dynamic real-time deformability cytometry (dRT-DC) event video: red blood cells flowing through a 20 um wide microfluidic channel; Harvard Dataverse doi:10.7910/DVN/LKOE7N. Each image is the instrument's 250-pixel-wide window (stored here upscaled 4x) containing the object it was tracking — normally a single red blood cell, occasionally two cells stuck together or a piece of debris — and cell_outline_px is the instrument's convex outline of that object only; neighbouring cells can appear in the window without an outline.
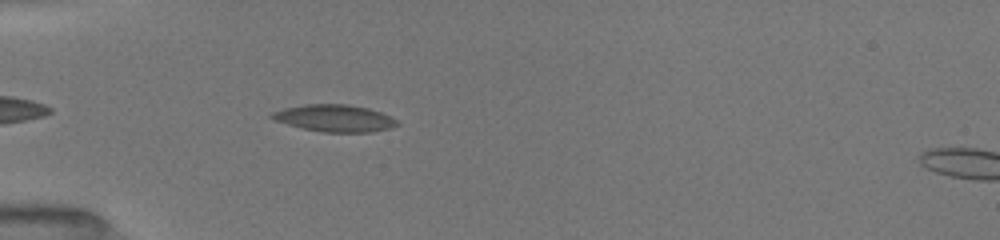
{"species": "common noctule bat (a hibernating species)", "species_latin": "Nyctalus noctula", "temperature_condition": "room temperature", "stored_images_in_passage": 42, "camera_frame_rate_fps": 3000, "um_per_image_px": 0.085, "animal": {"sex": "female", "body_mass_g": 19.5, "forearm_length_mm": 54.1}, "frame": {"image": 1, "passage_image": 13, "time_ms": 5.333, "image_size_px": [1000, 240], "cell_outline_px": [[400, 124], [392, 128], [372, 132], [320, 132], [300, 128], [272, 120], [268, 116], [272, 112], [284, 108], [304, 104], [348, 104], [368, 108], [380, 112], [396, 120]], "centroid_in_image_um": [28.39, 10.05], "position_along_channel_um": 56.6, "area_um2": 19.94}}
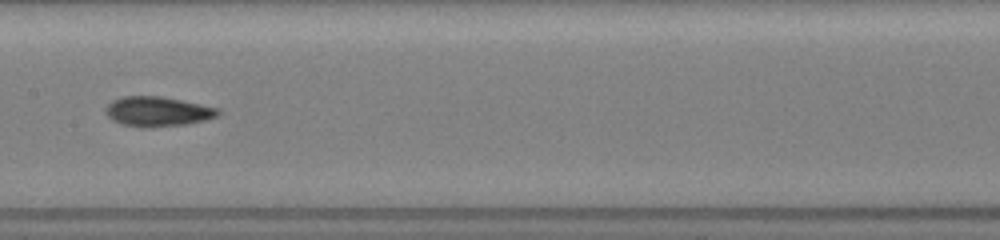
{"frame": {"image": 2, "passage_image": 22, "time_ms": 9.0, "image_size_px": [1000, 240], "cell_outline_px": [[220, 112], [216, 116], [204, 120], [188, 124], [124, 124], [112, 120], [104, 112], [104, 108], [112, 100], [124, 96], [160, 96], [220, 108]], "centroid_in_image_um": [13.39, 9.42], "position_along_channel_um": 194.0, "area_um2": 18.55}}
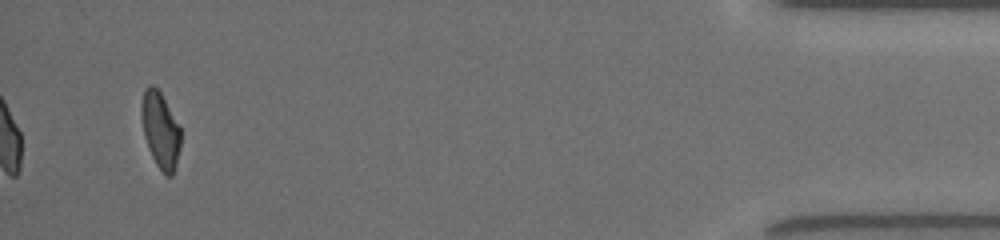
{"frame": {"image": 3, "passage_image": 42, "time_ms": 16.333, "image_size_px": [1000, 240], "cell_outline_px": [[180, 148], [176, 164], [172, 176], [168, 176], [156, 164], [152, 156], [144, 136], [140, 116], [140, 108], [144, 88], [148, 84], [152, 84], [160, 92], [180, 128]], "centroid_in_image_um": [13.6, 11.02], "position_along_channel_um": 421.6, "area_um2": 17.22}, "authors_computed_cell_mechanics": {"area_um2": 18.8717, "velocity_mm_per_s": 4.0397, "shape_relaxation_time_tau1_ms": 5.7769, "shape_relaxation_time_tau2_ms": 3.0205, "deformation_change_tau1": 0.1803, "deformation_change_tau2": 0.1115}}